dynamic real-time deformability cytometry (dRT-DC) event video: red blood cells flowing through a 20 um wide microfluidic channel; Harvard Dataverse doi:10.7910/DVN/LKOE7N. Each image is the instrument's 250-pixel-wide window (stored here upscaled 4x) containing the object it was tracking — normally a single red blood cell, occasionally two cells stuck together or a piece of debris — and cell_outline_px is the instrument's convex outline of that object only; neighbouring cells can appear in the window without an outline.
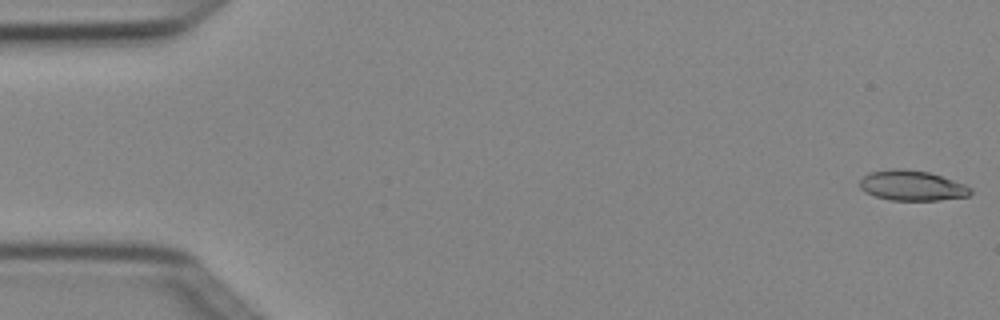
{"species": "Egyptian fruit bat (a non-hibernating species)", "species_latin": "Rousettus aegyptiacus", "temperature_condition": "cold", "stored_images_in_passage": 5, "camera_frame_rate_fps": 3000, "um_per_image_px": 0.085, "animal": {"sex": "female"}, "frame": {"image": 1, "passage_image": 1, "time_ms": 0.0, "image_size_px": [1000, 320], "cell_outline_px": [[972, 192], [968, 196], [940, 200], [892, 200], [876, 196], [864, 192], [860, 188], [860, 180], [868, 172], [892, 168], [904, 168], [928, 172], [964, 184], [972, 188]], "centroid_in_image_um": [77.5, 15.76], "position_along_channel_um": 7.5, "area_um2": 19.48}}
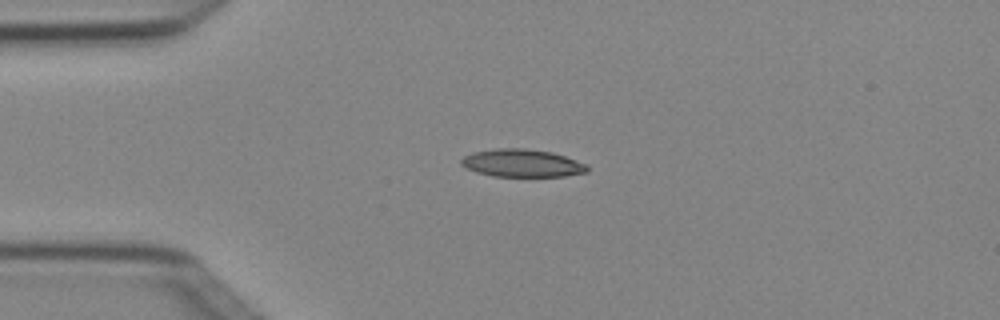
{"frame": {"image": 2, "passage_image": 4, "time_ms": 1.0, "image_size_px": [1000, 320], "cell_outline_px": [[588, 172], [564, 176], [492, 176], [476, 172], [460, 164], [460, 160], [464, 156], [472, 152], [496, 148], [524, 148], [552, 152], [588, 164]], "centroid_in_image_um": [44.37, 13.86], "position_along_channel_um": 40.6, "area_um2": 20.4}}